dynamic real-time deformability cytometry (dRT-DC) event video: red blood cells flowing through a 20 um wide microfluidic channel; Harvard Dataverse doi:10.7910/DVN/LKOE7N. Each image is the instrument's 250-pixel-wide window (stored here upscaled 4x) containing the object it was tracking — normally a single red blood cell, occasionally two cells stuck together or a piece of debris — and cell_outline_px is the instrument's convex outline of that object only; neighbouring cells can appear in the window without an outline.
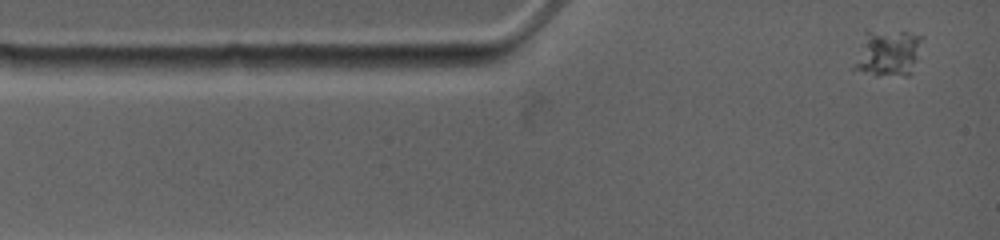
{"species": "common noctule bat (a hibernating species)", "species_latin": "Nyctalus noctula", "temperature_condition": "warm", "stored_images_in_passage": 36, "camera_frame_rate_fps": 4500, "um_per_image_px": 0.085, "animal": {"sex": "female", "body_mass_g": 19.0, "forearm_length_mm": 53.3}, "frame": {"image": 1, "passage_image": 1, "time_ms": 0.0, "image_size_px": [1000, 240], "cell_outline_px": [[924, 36], [912, 72], [908, 76], [876, 76], [852, 68], [864, 28], [908, 32]], "centroid_in_image_um": [75.44, 4.47], "position_along_channel_um": 9.6, "area_um2": 19.25}}
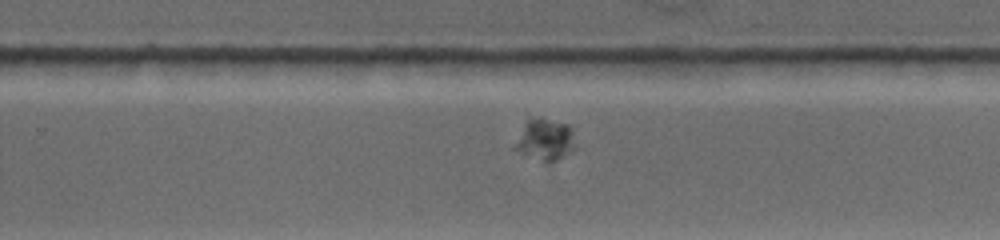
{"frame": {"image": 2, "passage_image": 21, "time_ms": 8.667, "image_size_px": [1000, 240], "cell_outline_px": [[576, 148], [572, 152], [548, 164], [512, 148], [524, 124], [528, 120], [540, 116], [568, 124], [572, 128]], "centroid_in_image_um": [46.37, 11.86], "position_along_channel_um": 283.4, "area_um2": 14.85}}
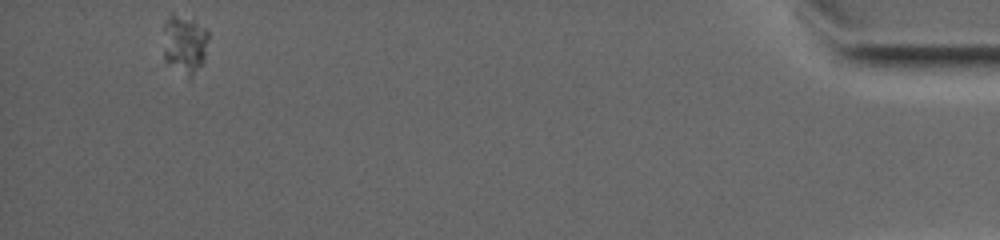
{"frame": {"image": 3, "passage_image": 36, "time_ms": 15.556, "image_size_px": [1000, 240], "cell_outline_px": [[208, 40], [204, 64], [192, 72], [188, 72], [164, 60], [164, 24], [168, 16], [172, 12], [192, 20], [208, 28]], "centroid_in_image_um": [15.71, 3.62], "position_along_channel_um": 419.5, "area_um2": 14.85}}